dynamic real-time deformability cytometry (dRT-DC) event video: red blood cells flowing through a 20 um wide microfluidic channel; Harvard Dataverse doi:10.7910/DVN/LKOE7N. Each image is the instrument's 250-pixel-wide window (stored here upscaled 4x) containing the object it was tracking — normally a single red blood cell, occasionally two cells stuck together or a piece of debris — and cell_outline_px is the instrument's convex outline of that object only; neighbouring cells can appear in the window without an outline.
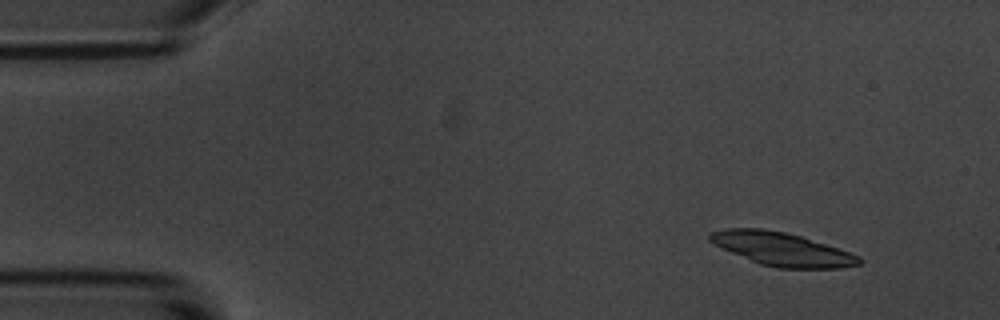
{"species": "common noctule bat (a hibernating species)", "species_latin": "Nyctalus noctula", "temperature_condition": "room temperature", "stored_images_in_passage": 4, "camera_frame_rate_fps": 3000, "um_per_image_px": 0.085, "animal": {"sex": "male", "body_mass_g": 20.1, "forearm_length_mm": 53.5}, "frame": {"image": 1, "passage_image": 1, "time_ms": 0.0, "image_size_px": [1000, 320], "cell_outline_px": [[864, 260], [860, 264], [840, 268], [776, 268], [760, 264], [732, 252], [708, 240], [708, 232], [728, 228], [764, 228], [784, 232], [800, 236], [860, 256]], "centroid_in_image_um": [66.45, 21.17], "position_along_channel_um": 18.5, "area_um2": 28.61}}